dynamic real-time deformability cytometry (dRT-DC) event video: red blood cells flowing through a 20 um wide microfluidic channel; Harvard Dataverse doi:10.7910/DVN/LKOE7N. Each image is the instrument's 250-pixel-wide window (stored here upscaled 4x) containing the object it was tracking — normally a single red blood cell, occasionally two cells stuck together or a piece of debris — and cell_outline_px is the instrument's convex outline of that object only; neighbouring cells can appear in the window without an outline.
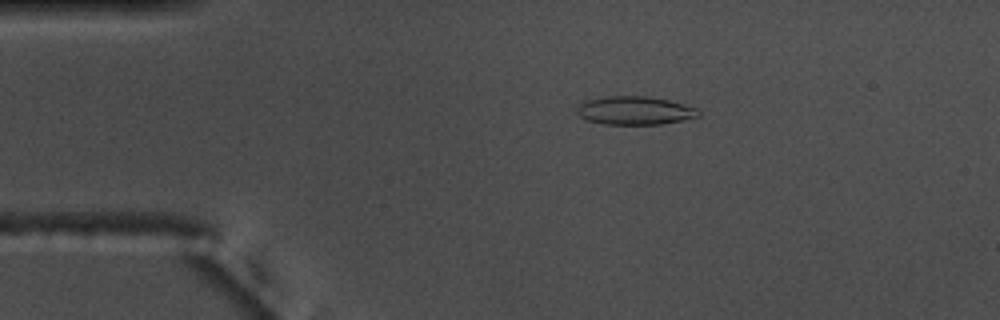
{"species": "common noctule bat (a hibernating species)", "species_latin": "Nyctalus noctula", "temperature_condition": "warm", "stored_images_in_passage": 55, "camera_frame_rate_fps": 3000, "um_per_image_px": 0.085, "animal": {"sex": "male", "body_mass_g": 17.5, "forearm_length_mm": 52.3}, "frame": {"image": 1, "passage_image": 11, "time_ms": 3.333, "image_size_px": [1000, 320], "cell_outline_px": [[700, 116], [684, 120], [660, 124], [604, 124], [584, 120], [576, 112], [576, 108], [580, 104], [588, 100], [608, 96], [648, 96], [668, 100], [700, 108]], "centroid_in_image_um": [53.98, 9.4], "position_along_channel_um": 31.0, "area_um2": 20.23}}
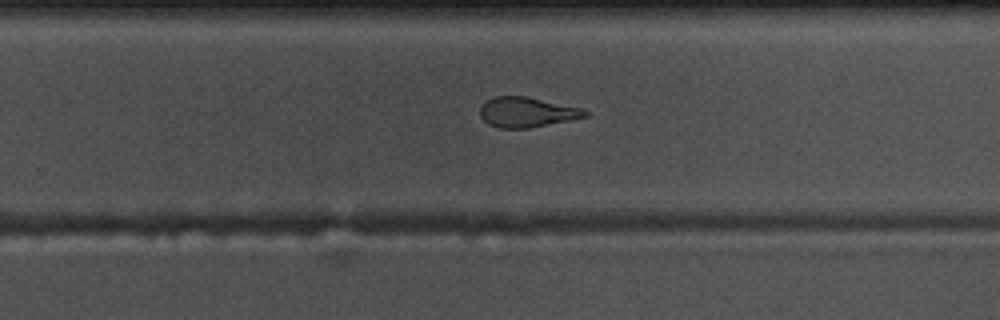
{"frame": {"image": 2, "passage_image": 35, "time_ms": 11.333, "image_size_px": [1000, 320], "cell_outline_px": [[592, 112], [588, 116], [572, 120], [528, 128], [500, 128], [488, 124], [480, 116], [480, 108], [488, 100], [496, 96], [524, 96], [580, 108]], "centroid_in_image_um": [44.81, 9.55], "position_along_channel_um": 285.0, "area_um2": 18.21}}
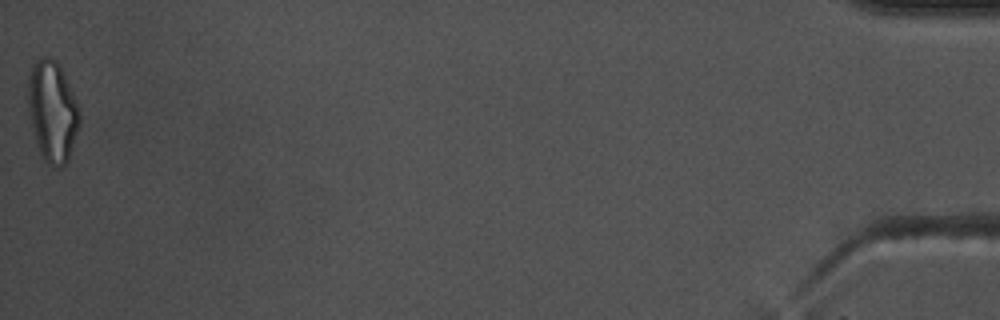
{"frame": {"image": 3, "passage_image": 55, "time_ms": 18.0, "image_size_px": [1000, 320], "cell_outline_px": [[80, 124], [68, 160], [60, 168], [52, 168], [44, 160], [40, 152], [32, 128], [28, 112], [28, 76], [32, 64], [36, 60], [44, 56], [48, 56], [56, 60], [60, 64], [76, 100], [80, 112]], "centroid_in_image_um": [4.45, 9.45], "position_along_channel_um": 430.7, "area_um2": 30.58}, "authors_computed_cell_mechanics": {"area_um2": 19.941, "velocity_mm_per_s": 3.7377, "shape_relaxation_time_tau1_ms": 8.7439, "shape_relaxation_time_tau2_ms": 1.6806, "deformation_change_tau1": 0.2617, "deformation_change_tau2": 0.1034}}